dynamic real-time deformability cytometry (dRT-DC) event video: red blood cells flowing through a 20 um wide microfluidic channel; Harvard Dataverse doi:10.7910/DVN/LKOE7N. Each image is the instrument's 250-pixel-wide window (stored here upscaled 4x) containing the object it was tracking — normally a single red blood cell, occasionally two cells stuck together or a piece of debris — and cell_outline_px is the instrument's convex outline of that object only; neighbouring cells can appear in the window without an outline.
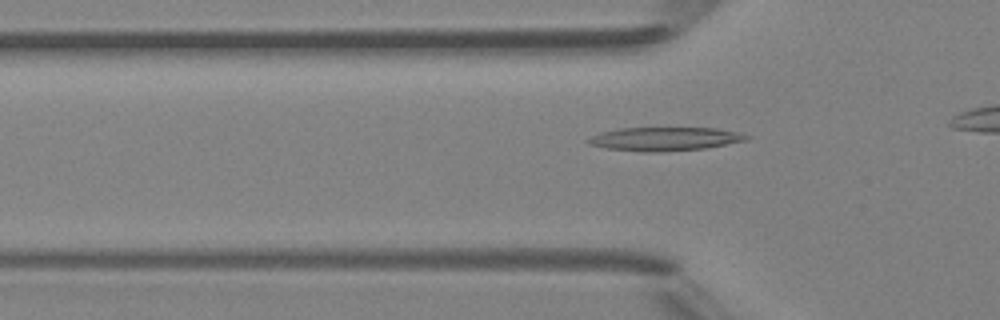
{"species": "Egyptian fruit bat (a non-hibernating species)", "species_latin": "Rousettus aegyptiacus", "temperature_condition": "room temperature", "stored_images_in_passage": 3, "camera_frame_rate_fps": 3000, "um_per_image_px": 0.085, "animal": {"sex": "female"}, "frame": {"image": 1, "passage_image": 3, "time_ms": 3.333, "image_size_px": [1000, 320], "cell_outline_px": [[752, 136], [744, 140], [704, 148], [660, 152], [640, 152], [604, 148], [588, 144], [584, 140], [600, 132], [616, 128], [716, 128], [736, 132]], "centroid_in_image_um": [56.39, 11.81], "position_along_channel_um": 69.4, "area_um2": 21.73}}